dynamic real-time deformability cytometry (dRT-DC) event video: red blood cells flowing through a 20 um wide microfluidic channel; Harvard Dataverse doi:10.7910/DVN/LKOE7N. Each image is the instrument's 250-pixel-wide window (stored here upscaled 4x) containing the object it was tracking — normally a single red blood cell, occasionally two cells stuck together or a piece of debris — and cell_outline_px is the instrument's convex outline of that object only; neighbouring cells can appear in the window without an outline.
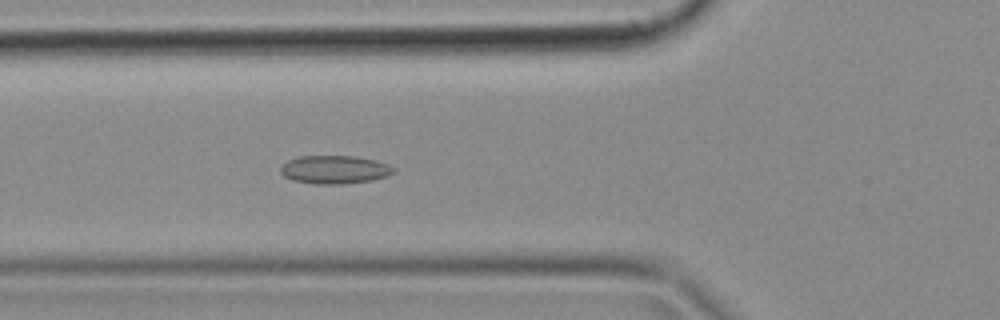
{"species": "common noctule bat (a hibernating species)", "species_latin": "Nyctalus noctula", "temperature_condition": "cold", "stored_images_in_passage": 50, "camera_frame_rate_fps": 3000, "um_per_image_px": 0.085, "animal": {"sex": "female", "body_mass_g": 18.4}, "frame": {"image": 1, "passage_image": 18, "time_ms": 5.667, "image_size_px": [1000, 320], "cell_outline_px": [[396, 172], [388, 176], [372, 180], [340, 184], [312, 184], [292, 180], [284, 176], [280, 172], [280, 168], [288, 160], [300, 156], [356, 156], [376, 160], [388, 164], [396, 168]], "centroid_in_image_um": [28.47, 14.42], "position_along_channel_um": 97.3, "area_um2": 18.79}}
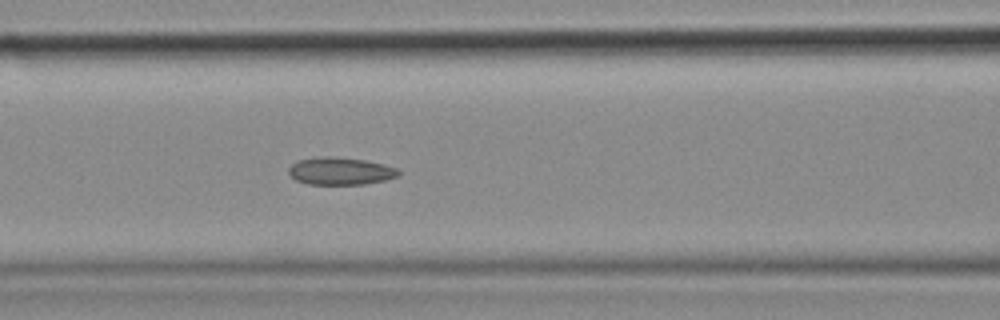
{"frame": {"image": 2, "passage_image": 21, "time_ms": 6.667, "image_size_px": [1000, 320], "cell_outline_px": [[400, 172], [396, 176], [384, 180], [364, 184], [308, 184], [296, 180], [288, 172], [288, 168], [296, 160], [316, 156], [332, 156], [364, 160], [384, 164], [396, 168]], "centroid_in_image_um": [28.88, 14.52], "position_along_channel_um": 137.7, "area_um2": 17.57}}
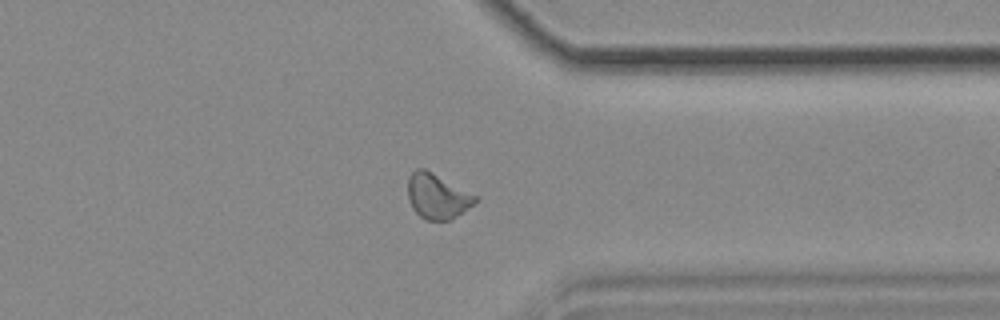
{"frame": {"image": 3, "passage_image": 39, "time_ms": 12.667, "image_size_px": [1000, 320], "cell_outline_px": [[480, 200], [456, 216], [448, 220], [424, 220], [412, 208], [408, 200], [408, 176], [416, 168], [424, 168], [476, 196]], "centroid_in_image_um": [37.13, 16.69], "position_along_channel_um": 374.3, "area_um2": 17.51}}